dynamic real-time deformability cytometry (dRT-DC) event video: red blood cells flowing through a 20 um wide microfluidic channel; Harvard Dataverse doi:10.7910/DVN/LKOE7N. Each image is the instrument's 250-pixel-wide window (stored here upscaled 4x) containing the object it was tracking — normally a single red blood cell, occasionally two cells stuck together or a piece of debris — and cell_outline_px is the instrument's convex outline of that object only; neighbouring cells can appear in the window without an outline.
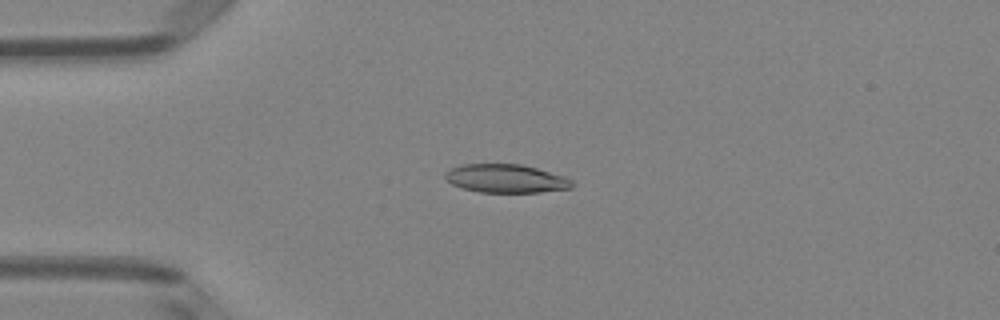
{"species": "Egyptian fruit bat (a non-hibernating species)", "species_latin": "Rousettus aegyptiacus", "temperature_condition": "room temperature", "stored_images_in_passage": 6, "camera_frame_rate_fps": 3000, "um_per_image_px": 0.085, "animal": {"sex": "female"}, "frame": {"image": 1, "passage_image": 3, "time_ms": 0.667, "image_size_px": [1000, 320], "cell_outline_px": [[576, 184], [572, 188], [540, 192], [480, 192], [464, 188], [452, 184], [444, 176], [444, 172], [460, 164], [520, 164], [536, 168], [564, 176], [572, 180]], "centroid_in_image_um": [43.02, 15.17], "position_along_channel_um": 42.0, "area_um2": 20.98}}
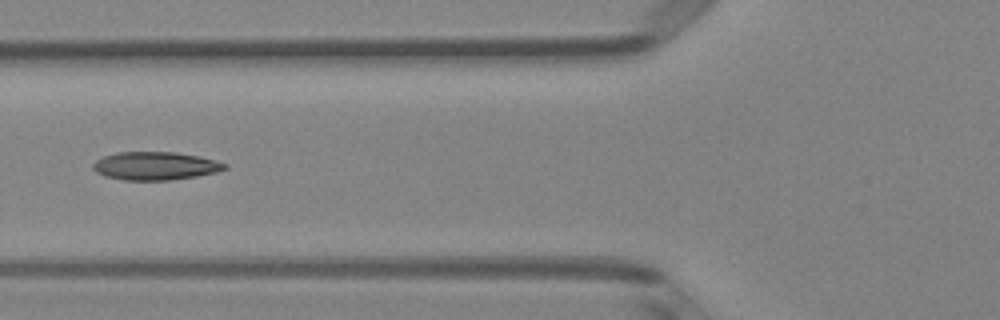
{"frame": {"image": 2, "passage_image": 5, "time_ms": 1.333, "image_size_px": [1000, 320], "cell_outline_px": [[228, 168], [216, 172], [196, 176], [172, 180], [124, 180], [104, 176], [96, 172], [92, 168], [92, 164], [96, 160], [104, 156], [116, 152], [176, 152], [200, 156], [216, 160], [228, 164]], "centroid_in_image_um": [13.21, 14.1], "position_along_channel_um": 112.6, "area_um2": 21.79}}
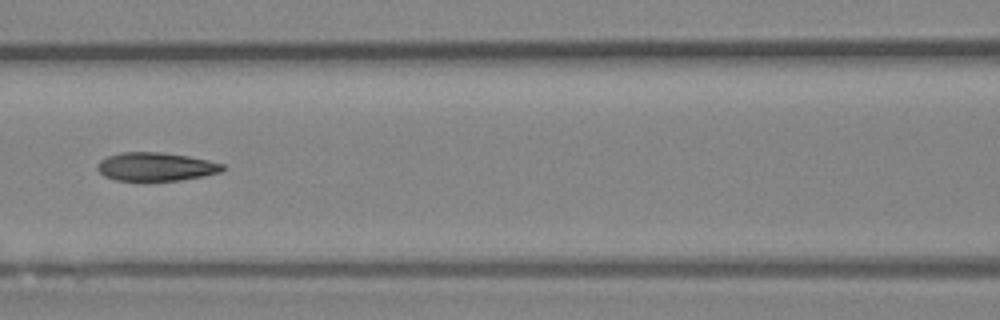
{"frame": {"image": 3, "passage_image": 6, "time_ms": 1.667, "image_size_px": [1000, 320], "cell_outline_px": [[224, 168], [220, 172], [204, 176], [180, 180], [144, 184], [140, 184], [116, 180], [104, 176], [96, 168], [96, 164], [100, 160], [108, 156], [120, 152], [160, 152], [188, 156], [208, 160], [224, 164]], "centroid_in_image_um": [13.19, 14.22], "position_along_channel_um": 153.4, "area_um2": 21.68}}